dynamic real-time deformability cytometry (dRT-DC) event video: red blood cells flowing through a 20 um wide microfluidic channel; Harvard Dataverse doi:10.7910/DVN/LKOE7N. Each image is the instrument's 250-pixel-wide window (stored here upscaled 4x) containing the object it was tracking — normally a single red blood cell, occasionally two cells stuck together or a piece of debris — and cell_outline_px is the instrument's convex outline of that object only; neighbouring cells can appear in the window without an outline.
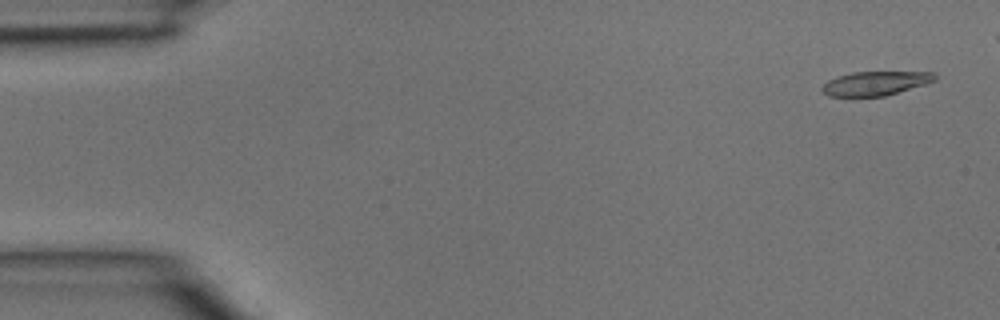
{"species": "common noctule bat (a hibernating species)", "species_latin": "Nyctalus noctula", "temperature_condition": "room temperature", "stored_images_in_passage": 4, "camera_frame_rate_fps": 3000, "um_per_image_px": 0.085, "animal": {"sex": "male", "body_mass_g": 15.6}, "frame": {"image": 1, "passage_image": 4, "time_ms": 1.0, "image_size_px": [1000, 320], "cell_outline_px": [[936, 80], [924, 84], [884, 96], [828, 96], [820, 88], [828, 80], [836, 76], [852, 72], [936, 72]], "centroid_in_image_um": [74.39, 7.07], "position_along_channel_um": 10.6, "area_um2": 15.66}}